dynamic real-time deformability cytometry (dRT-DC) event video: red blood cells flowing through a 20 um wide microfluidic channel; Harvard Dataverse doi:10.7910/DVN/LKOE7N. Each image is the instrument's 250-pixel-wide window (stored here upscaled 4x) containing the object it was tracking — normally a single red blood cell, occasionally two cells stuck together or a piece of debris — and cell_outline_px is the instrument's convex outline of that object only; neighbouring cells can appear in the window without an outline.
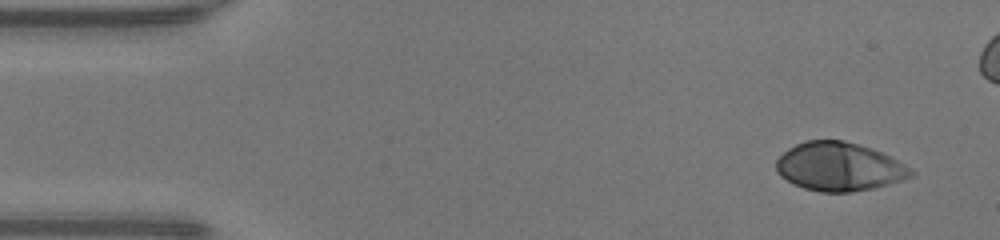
{"species": "human", "species_latin": "Homo sapiens", "temperature_condition": "warm", "stored_images_in_passage": 42, "camera_frame_rate_fps": 3000, "um_per_image_px": 0.085, "donor": {"sex": "male"}, "frame": {"image": 1, "passage_image": 1, "time_ms": 0.0, "image_size_px": [1000, 240], "cell_outline_px": [[916, 172], [912, 176], [904, 180], [872, 188], [848, 192], [820, 192], [804, 188], [792, 184], [780, 176], [776, 172], [776, 160], [788, 148], [796, 144], [808, 140], [844, 140], [872, 148], [912, 168]], "centroid_in_image_um": [71.31, 14.17], "position_along_channel_um": 13.7, "area_um2": 38.15}}
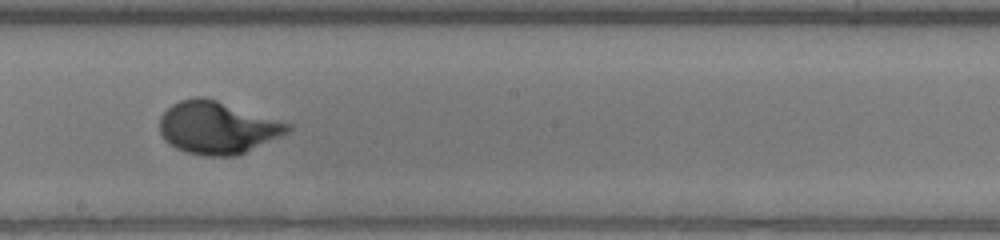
{"frame": {"image": 2, "passage_image": 24, "time_ms": 7.667, "image_size_px": [1000, 240], "cell_outline_px": [[292, 128], [288, 132], [280, 136], [236, 156], [204, 156], [188, 152], [176, 148], [168, 144], [164, 140], [160, 132], [160, 116], [172, 104], [180, 100], [196, 96], [204, 96], [292, 124]], "centroid_in_image_um": [18.45, 10.84], "position_along_channel_um": 229.8, "area_um2": 39.02}}
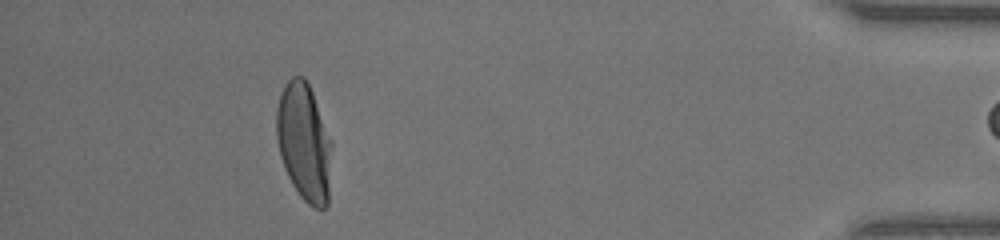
{"frame": {"image": 3, "passage_image": 41, "time_ms": 13.333, "image_size_px": [1000, 240], "cell_outline_px": [[332, 144], [328, 204], [324, 208], [312, 208], [300, 196], [292, 184], [284, 168], [280, 156], [276, 136], [276, 112], [280, 96], [284, 84], [292, 76], [304, 76], [312, 92], [332, 140]], "centroid_in_image_um": [25.85, 12.09], "position_along_channel_um": 409.4, "area_um2": 38.15}}